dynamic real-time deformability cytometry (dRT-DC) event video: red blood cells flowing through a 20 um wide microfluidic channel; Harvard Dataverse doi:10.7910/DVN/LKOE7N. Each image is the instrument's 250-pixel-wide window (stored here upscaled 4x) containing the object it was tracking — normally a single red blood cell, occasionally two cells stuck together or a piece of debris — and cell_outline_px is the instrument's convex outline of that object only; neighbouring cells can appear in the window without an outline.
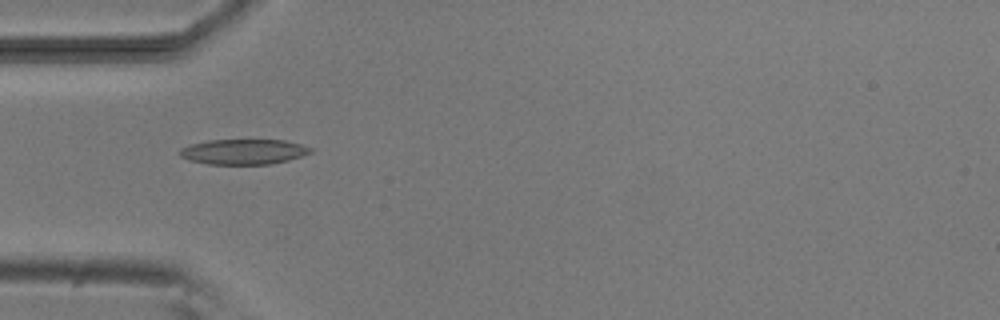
{"species": "common noctule bat (a hibernating species)", "species_latin": "Nyctalus noctula", "temperature_condition": "room temperature", "stored_images_in_passage": 4, "camera_frame_rate_fps": 3000, "um_per_image_px": 0.085, "animal": {"sex": "male", "body_mass_g": 20.5, "forearm_length_mm": 52.5}, "frame": {"image": 1, "passage_image": 1, "time_ms": 0.0, "image_size_px": [1000, 320], "cell_outline_px": [[312, 152], [288, 160], [272, 164], [208, 164], [188, 160], [180, 156], [176, 152], [180, 148], [188, 144], [208, 140], [284, 140], [300, 144], [312, 148]], "centroid_in_image_um": [20.63, 12.89], "position_along_channel_um": 64.4, "area_um2": 19.36}}
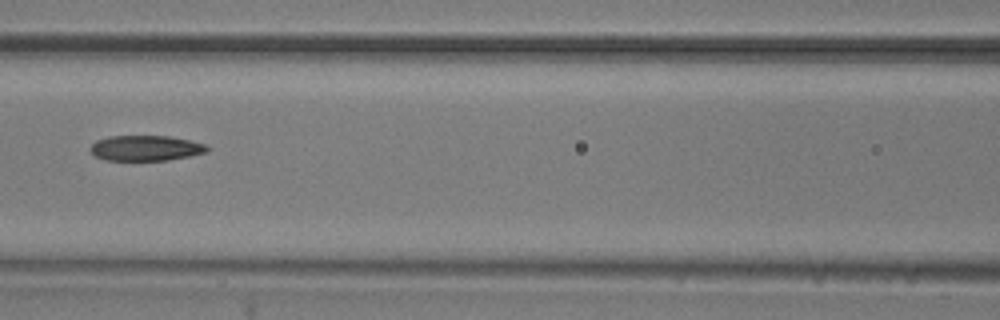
{"frame": {"image": 2, "passage_image": 3, "time_ms": 2.333, "image_size_px": [1000, 320], "cell_outline_px": [[208, 152], [192, 156], [168, 160], [104, 160], [96, 156], [88, 148], [96, 140], [108, 136], [168, 136], [188, 140], [204, 144], [208, 148]], "centroid_in_image_um": [12.37, 12.59], "position_along_channel_um": 154.2, "area_um2": 17.28}}
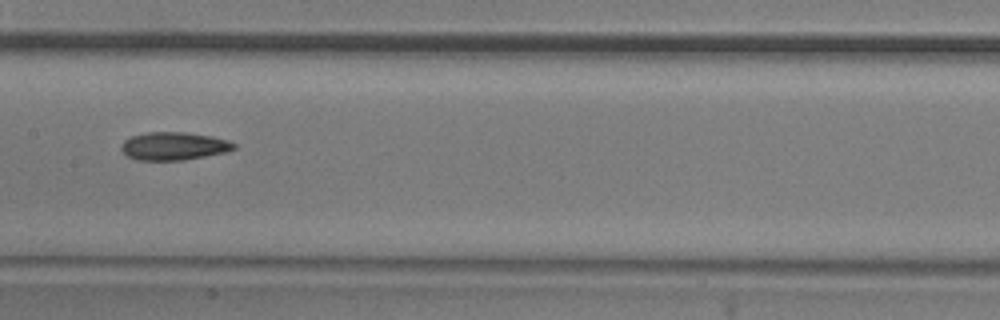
{"frame": {"image": 3, "passage_image": 4, "time_ms": 3.333, "image_size_px": [1000, 320], "cell_outline_px": [[236, 148], [224, 152], [184, 160], [136, 160], [128, 156], [120, 148], [124, 140], [132, 136], [148, 132], [184, 132], [212, 136], [228, 140], [236, 144]], "centroid_in_image_um": [14.77, 12.41], "position_along_channel_um": 192.6, "area_um2": 18.26}}